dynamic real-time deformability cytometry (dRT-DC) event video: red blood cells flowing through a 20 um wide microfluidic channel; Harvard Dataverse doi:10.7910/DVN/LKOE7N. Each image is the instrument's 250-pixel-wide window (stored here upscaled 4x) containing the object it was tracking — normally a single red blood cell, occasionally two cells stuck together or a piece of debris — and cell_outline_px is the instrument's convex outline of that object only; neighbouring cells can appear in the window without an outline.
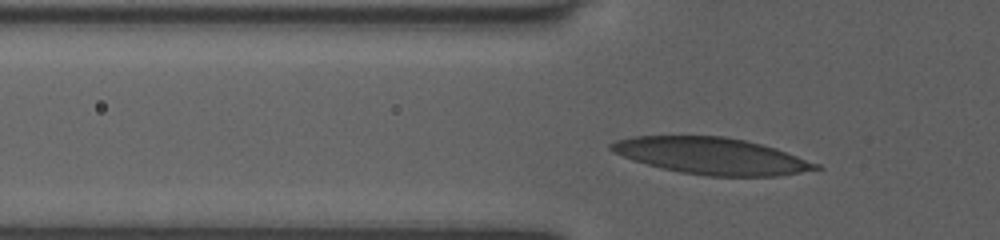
{"species": "human", "species_latin": "Homo sapiens", "temperature_condition": "room temperature", "stored_images_in_passage": 36, "camera_frame_rate_fps": 3000, "um_per_image_px": 0.085, "donor": {"sex": "female"}, "frame": {"image": 1, "passage_image": 9, "time_ms": 2.667, "image_size_px": [1000, 240], "cell_outline_px": [[824, 168], [780, 176], [708, 176], [680, 172], [632, 160], [612, 152], [608, 148], [608, 144], [616, 140], [632, 136], [724, 136], [744, 140], [776, 148], [820, 164]], "centroid_in_image_um": [60.48, 13.25], "position_along_channel_um": 65.3, "area_um2": 43.7}}
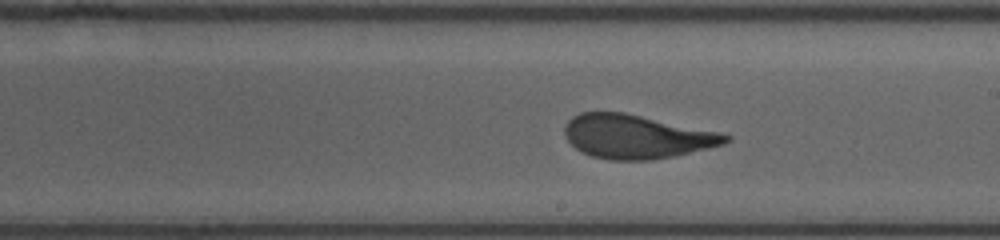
{"frame": {"image": 2, "passage_image": 22, "time_ms": 7.0, "image_size_px": [1000, 240], "cell_outline_px": [[732, 140], [724, 144], [708, 148], [672, 156], [652, 160], [608, 160], [592, 156], [576, 148], [564, 136], [564, 128], [568, 120], [572, 116], [580, 112], [624, 112], [720, 132], [732, 136]], "centroid_in_image_um": [54.1, 11.6], "position_along_channel_um": 234.9, "area_um2": 41.04}}
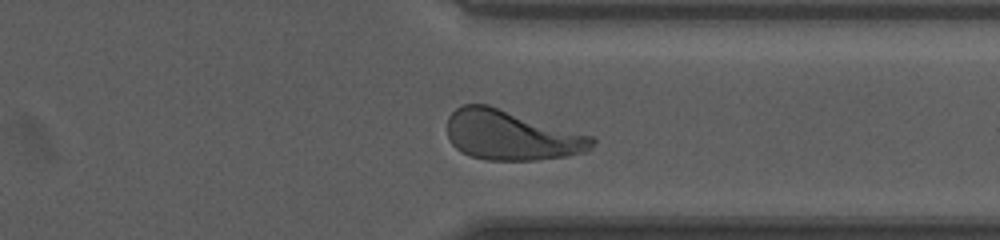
{"frame": {"image": 3, "passage_image": 32, "time_ms": 10.333, "image_size_px": [1000, 240], "cell_outline_px": [[596, 144], [588, 152], [568, 156], [536, 160], [488, 160], [472, 156], [460, 152], [448, 140], [448, 116], [456, 108], [464, 104], [488, 104], [592, 136], [596, 140]], "centroid_in_image_um": [43.47, 11.5], "position_along_channel_um": 367.9, "area_um2": 42.31}, "authors_computed_cell_mechanics": {"area_um2": 41.8183, "velocity_mm_per_s": 3.9985, "shape_relaxation_time_tau1_ms": 3.9122, "shape_relaxation_time_tau2_ms": 0.8953, "deformation_change_tau1": 0.1764, "deformation_change_tau2": 0.0686}}